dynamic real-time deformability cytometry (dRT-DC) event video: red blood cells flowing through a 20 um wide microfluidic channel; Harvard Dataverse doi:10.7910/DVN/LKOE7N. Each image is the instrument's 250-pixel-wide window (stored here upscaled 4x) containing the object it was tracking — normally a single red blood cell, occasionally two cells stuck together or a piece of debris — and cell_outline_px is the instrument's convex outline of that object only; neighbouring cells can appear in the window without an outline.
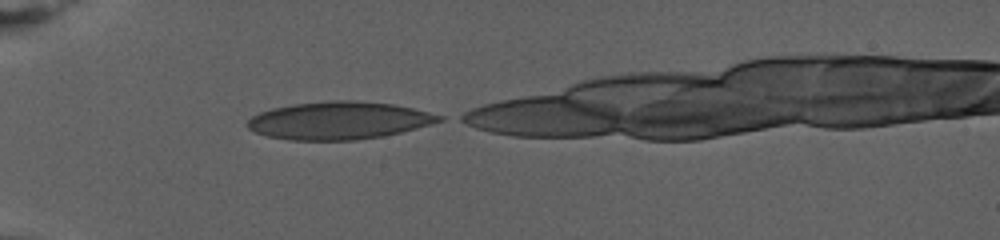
{"species": "human", "species_latin": "Homo sapiens", "temperature_condition": "warm", "stored_images_in_passage": 45, "camera_frame_rate_fps": 3000, "um_per_image_px": 0.085, "donor": {"sex": "female"}, "frame": {"image": 1, "passage_image": 1, "time_ms": 0.0, "image_size_px": [1000, 240], "cell_outline_px": [[444, 120], [416, 128], [384, 136], [356, 140], [288, 140], [268, 136], [256, 132], [248, 128], [244, 124], [252, 116], [260, 112], [272, 108], [292, 104], [332, 100], [352, 100], [392, 104], [412, 108], [444, 116]], "centroid_in_image_um": [28.78, 10.24], "position_along_channel_um": 56.2, "area_um2": 42.02}}
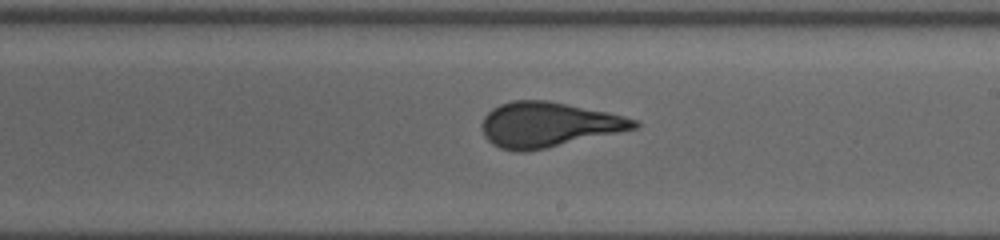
{"frame": {"image": 2, "passage_image": 24, "time_ms": 7.667, "image_size_px": [1000, 240], "cell_outline_px": [[640, 124], [636, 128], [544, 148], [524, 152], [516, 152], [500, 148], [492, 144], [484, 136], [480, 128], [480, 124], [484, 116], [492, 108], [500, 104], [512, 100], [548, 100], [608, 112], [640, 120]], "centroid_in_image_um": [46.55, 10.58], "position_along_channel_um": 242.4, "area_um2": 39.82}}
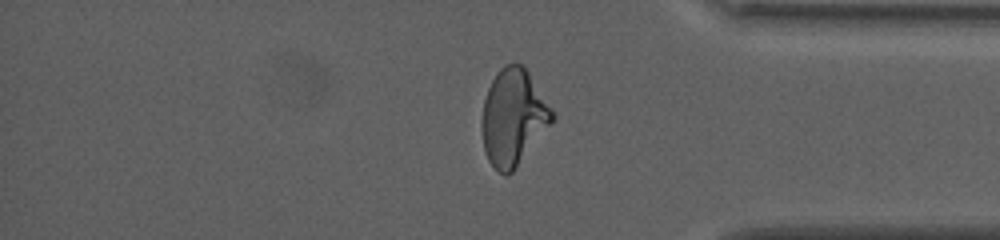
{"frame": {"image": 3, "passage_image": 42, "time_ms": 13.667, "image_size_px": [1000, 240], "cell_outline_px": [[556, 116], [512, 172], [508, 176], [504, 176], [496, 172], [488, 160], [484, 152], [480, 124], [484, 100], [488, 88], [492, 80], [500, 68], [504, 64], [520, 64], [528, 72]], "centroid_in_image_um": [43.57, 10.01], "position_along_channel_um": 391.6, "area_um2": 39.13}}